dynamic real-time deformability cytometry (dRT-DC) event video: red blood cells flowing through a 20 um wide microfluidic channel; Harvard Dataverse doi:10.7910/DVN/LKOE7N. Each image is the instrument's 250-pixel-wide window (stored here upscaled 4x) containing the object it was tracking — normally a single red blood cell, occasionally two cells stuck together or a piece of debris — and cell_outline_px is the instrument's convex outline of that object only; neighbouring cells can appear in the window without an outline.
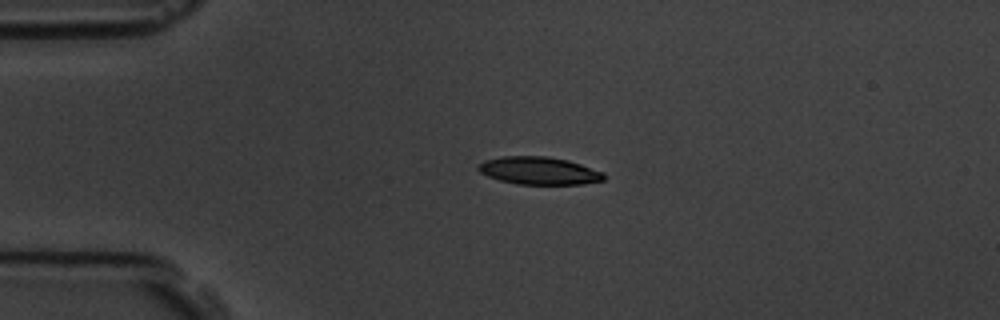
{"species": "common noctule bat (a hibernating species)", "species_latin": "Nyctalus noctula", "temperature_condition": "room temperature", "stored_images_in_passage": 4, "camera_frame_rate_fps": 3000, "um_per_image_px": 0.085, "animal": {"sex": "male", "body_mass_g": 19.5, "forearm_length_mm": 54.6}, "frame": {"image": 1, "passage_image": 3, "time_ms": 2.333, "image_size_px": [1000, 320], "cell_outline_px": [[604, 180], [584, 184], [516, 184], [500, 180], [488, 176], [480, 172], [476, 168], [476, 164], [484, 160], [500, 156], [548, 156], [568, 160], [604, 172]], "centroid_in_image_um": [45.78, 14.5], "position_along_channel_um": 39.2, "area_um2": 20.4}}